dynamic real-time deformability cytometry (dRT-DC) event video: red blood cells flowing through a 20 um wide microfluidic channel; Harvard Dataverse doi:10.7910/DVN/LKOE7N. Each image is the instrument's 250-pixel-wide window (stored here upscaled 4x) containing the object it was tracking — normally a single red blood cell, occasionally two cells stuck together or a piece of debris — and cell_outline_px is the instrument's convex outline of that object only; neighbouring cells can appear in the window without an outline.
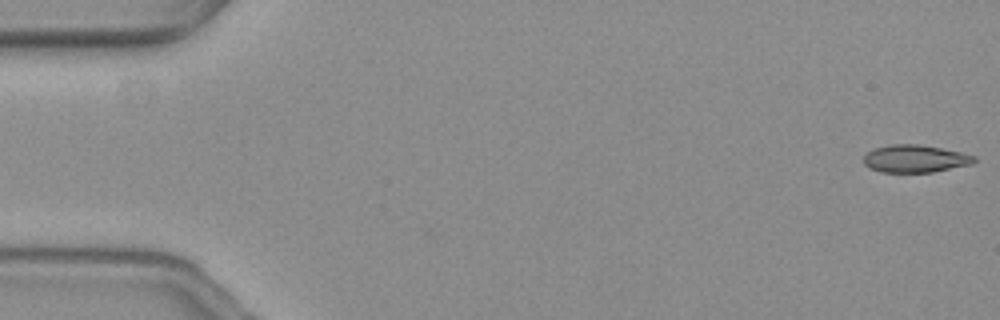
{"species": "common noctule bat (a hibernating species)", "species_latin": "Nyctalus noctula", "temperature_condition": "warm", "stored_images_in_passage": 57, "camera_frame_rate_fps": 3000, "um_per_image_px": 0.085, "animal": {"sex": "female", "body_mass_g": 19.3, "forearm_length_mm": 54.1}, "frame": {"image": 1, "passage_image": 1, "time_ms": 0.0, "image_size_px": [1000, 320], "cell_outline_px": [[976, 160], [972, 164], [932, 172], [880, 172], [864, 164], [864, 156], [868, 152], [876, 148], [892, 144], [916, 144], [940, 148], [960, 152], [976, 156]], "centroid_in_image_um": [77.8, 13.49], "position_along_channel_um": 7.2, "area_um2": 17.51}}
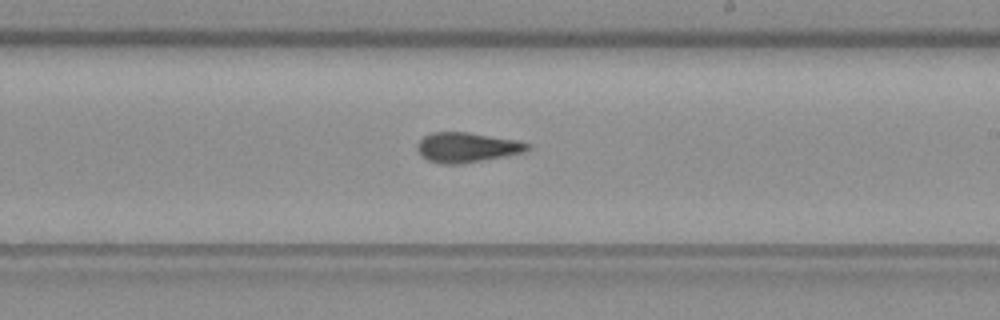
{"frame": {"image": 2, "passage_image": 33, "time_ms": 10.667, "image_size_px": [1000, 320], "cell_outline_px": [[532, 148], [524, 152], [504, 156], [460, 164], [440, 164], [428, 160], [420, 156], [416, 148], [416, 144], [424, 136], [432, 132], [468, 132], [516, 140], [532, 144]], "centroid_in_image_um": [39.67, 12.53], "position_along_channel_um": 249.3, "area_um2": 19.31}}
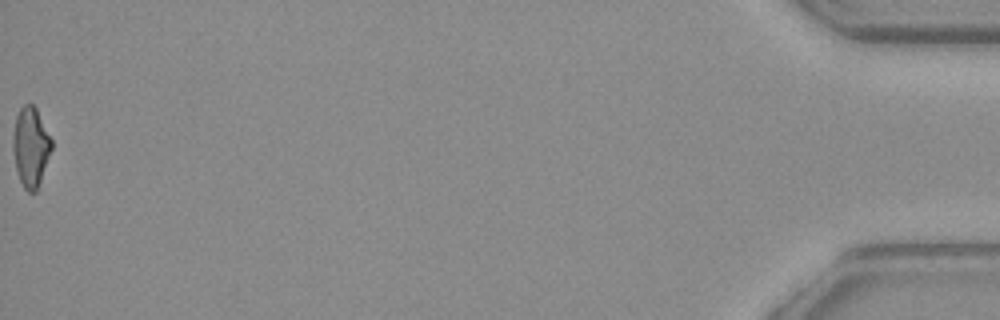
{"frame": {"image": 3, "passage_image": 57, "time_ms": 18.667, "image_size_px": [1000, 320], "cell_outline_px": [[52, 148], [36, 192], [28, 192], [24, 188], [20, 180], [16, 168], [12, 148], [12, 140], [16, 116], [20, 108], [24, 104], [32, 104], [36, 108], [52, 140]], "centroid_in_image_um": [2.6, 12.48], "position_along_channel_um": 432.6, "area_um2": 17.74}, "authors_computed_cell_mechanics": {"area_um2": 18.7272, "velocity_mm_per_s": 3.6456, "shape_relaxation_time_tau1_ms": 5.2407, "shape_relaxation_time_tau2_ms": 1.9201, "deformation_change_tau1": 0.1827, "deformation_change_tau2": 0.0911}}